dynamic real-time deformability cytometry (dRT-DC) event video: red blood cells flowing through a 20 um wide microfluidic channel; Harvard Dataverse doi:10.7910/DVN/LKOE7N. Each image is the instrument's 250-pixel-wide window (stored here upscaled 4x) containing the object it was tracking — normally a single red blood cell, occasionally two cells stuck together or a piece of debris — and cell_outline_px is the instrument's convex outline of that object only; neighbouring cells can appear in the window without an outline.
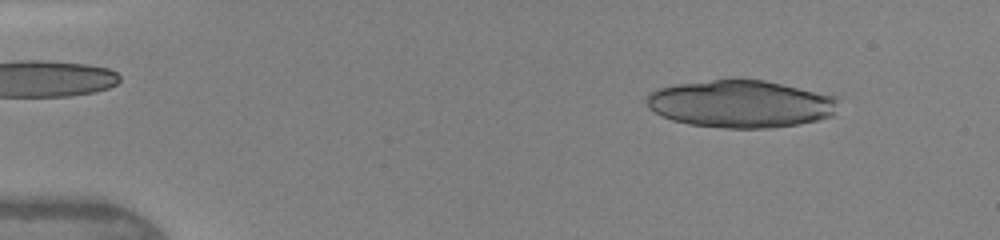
{"species": "human", "species_latin": "Homo sapiens", "temperature_condition": "warm", "stored_images_in_passage": 29, "camera_frame_rate_fps": 3000, "um_per_image_px": 0.085, "donor": {"sex": "female"}, "frame": {"image": 1, "passage_image": 4, "time_ms": 1.0, "image_size_px": [1000, 240], "cell_outline_px": [[836, 100], [832, 116], [816, 120], [796, 124], [772, 128], [724, 128], [688, 124], [672, 120], [648, 108], [644, 100], [648, 92], [660, 88], [676, 84], [736, 76], [764, 80], [836, 96]], "centroid_in_image_um": [62.88, 8.8], "position_along_channel_um": 22.1, "area_um2": 53.52}}